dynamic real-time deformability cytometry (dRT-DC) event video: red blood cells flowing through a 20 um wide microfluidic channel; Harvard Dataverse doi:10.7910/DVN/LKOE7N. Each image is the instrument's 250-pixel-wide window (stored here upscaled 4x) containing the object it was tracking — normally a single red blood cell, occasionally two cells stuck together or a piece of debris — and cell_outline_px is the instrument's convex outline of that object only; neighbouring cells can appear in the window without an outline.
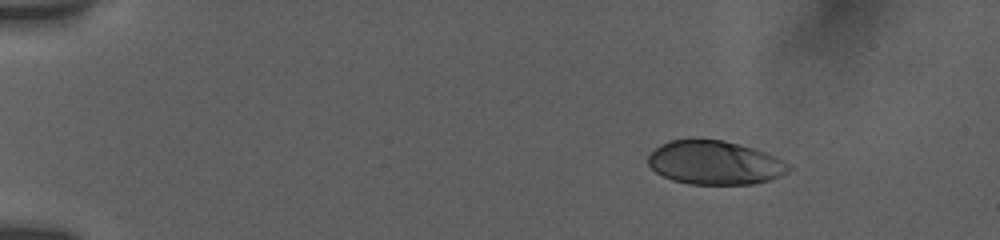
{"species": "human", "species_latin": "Homo sapiens", "temperature_condition": "room temperature", "stored_images_in_passage": 6, "camera_frame_rate_fps": 3000, "um_per_image_px": 0.085, "donor": {"sex": "female"}, "frame": {"image": 1, "passage_image": 1, "time_ms": 0.0, "image_size_px": [1000, 240], "cell_outline_px": [[792, 168], [788, 172], [780, 176], [768, 180], [752, 184], [688, 184], [672, 180], [656, 172], [648, 164], [648, 156], [660, 144], [668, 140], [724, 140], [752, 148], [776, 156], [788, 164]], "centroid_in_image_um": [60.76, 13.84], "position_along_channel_um": 24.2, "area_um2": 35.6}}
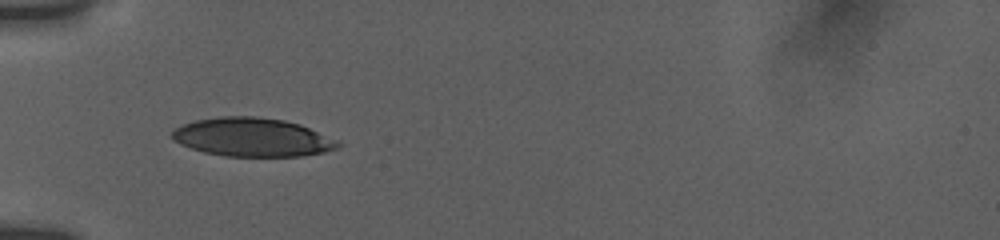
{"frame": {"image": 2, "passage_image": 5, "time_ms": 3.667, "image_size_px": [1000, 240], "cell_outline_px": [[340, 148], [324, 152], [300, 156], [224, 156], [204, 152], [180, 144], [172, 140], [172, 132], [176, 128], [184, 124], [196, 120], [220, 116], [256, 116], [284, 120], [300, 124], [340, 140]], "centroid_in_image_um": [21.49, 11.66], "position_along_channel_um": 63.5, "area_um2": 37.45}}
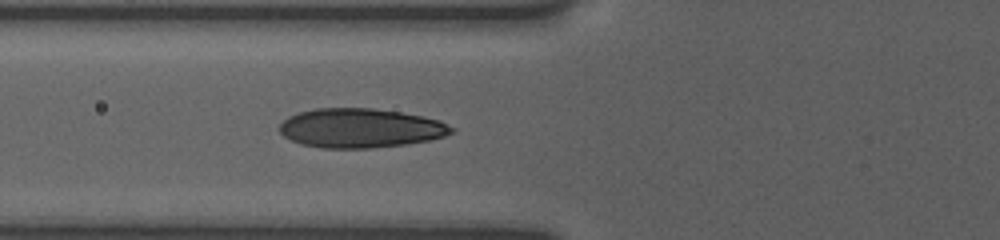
{"frame": {"image": 3, "passage_image": 6, "time_ms": 4.667, "image_size_px": [1000, 240], "cell_outline_px": [[456, 132], [444, 136], [428, 140], [408, 144], [372, 148], [320, 148], [300, 144], [284, 136], [276, 128], [288, 116], [300, 112], [316, 108], [372, 108], [400, 112], [440, 120], [456, 128]], "centroid_in_image_um": [30.64, 10.89], "position_along_channel_um": 95.2, "area_um2": 39.59}}